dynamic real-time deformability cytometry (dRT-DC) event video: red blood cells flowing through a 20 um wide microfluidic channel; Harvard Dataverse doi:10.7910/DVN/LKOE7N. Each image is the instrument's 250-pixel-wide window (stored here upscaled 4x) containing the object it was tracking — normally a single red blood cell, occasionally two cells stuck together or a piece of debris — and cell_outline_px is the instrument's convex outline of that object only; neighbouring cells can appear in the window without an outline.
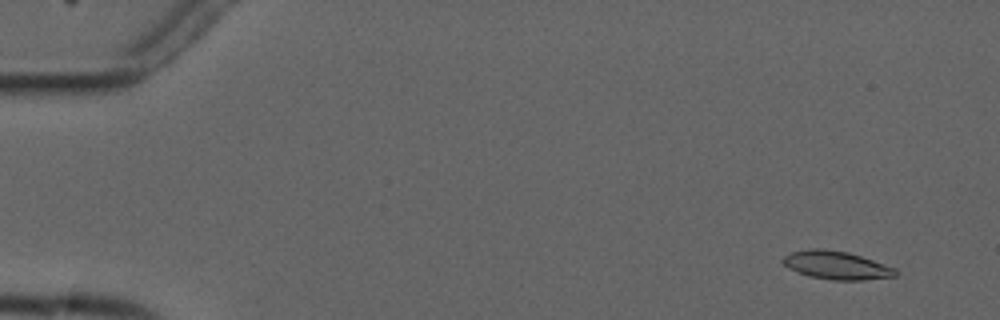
{"species": "common noctule bat (a hibernating species)", "species_latin": "Nyctalus noctula", "temperature_condition": "cold", "stored_images_in_passage": 2, "camera_frame_rate_fps": 3000, "um_per_image_px": 0.085, "animal": {"sex": "male", "forearm_length_mm": 52.5}, "frame": {"image": 1, "passage_image": 1, "time_ms": 0.0, "image_size_px": [1000, 320], "cell_outline_px": [[900, 272], [896, 276], [864, 280], [832, 280], [808, 276], [796, 272], [784, 264], [780, 260], [784, 256], [792, 252], [808, 248], [820, 248], [848, 252], [896, 268]], "centroid_in_image_um": [71.1, 22.55], "position_along_channel_um": 13.9, "area_um2": 18.61}}
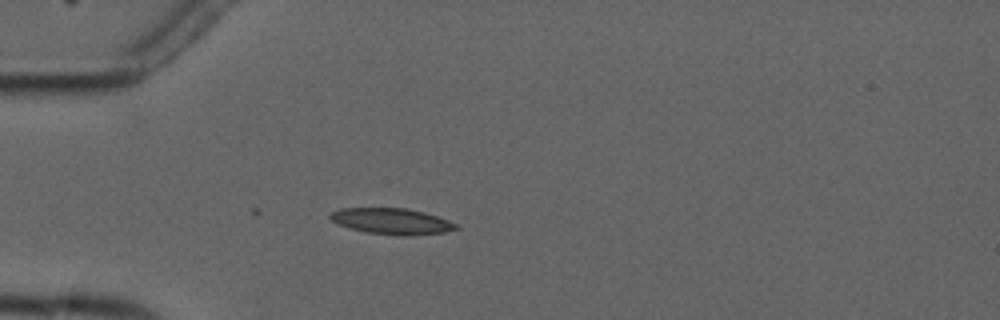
{"frame": {"image": 2, "passage_image": 2, "time_ms": 4.0, "image_size_px": [1000, 320], "cell_outline_px": [[460, 228], [444, 232], [408, 236], [404, 236], [368, 232], [348, 228], [336, 224], [328, 216], [332, 212], [340, 208], [408, 208], [424, 212], [448, 220], [456, 224]], "centroid_in_image_um": [33.28, 18.8], "position_along_channel_um": 51.7, "area_um2": 19.07}}